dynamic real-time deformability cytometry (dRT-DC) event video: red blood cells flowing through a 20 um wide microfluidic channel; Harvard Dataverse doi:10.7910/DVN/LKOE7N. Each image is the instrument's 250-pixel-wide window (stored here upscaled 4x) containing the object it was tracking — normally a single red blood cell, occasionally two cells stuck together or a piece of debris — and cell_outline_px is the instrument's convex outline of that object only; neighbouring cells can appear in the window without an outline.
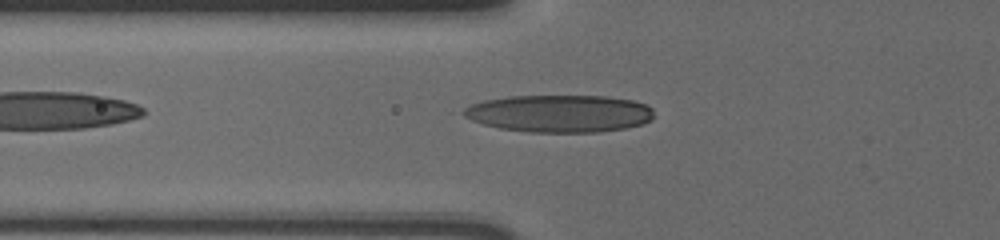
{"species": "human", "species_latin": "Homo sapiens", "temperature_condition": "cold", "stored_images_in_passage": 27, "camera_frame_rate_fps": 3000, "um_per_image_px": 0.085, "donor": {"sex": "male"}, "frame": {"image": 1, "passage_image": 5, "time_ms": 1.333, "image_size_px": [1000, 240], "cell_outline_px": [[652, 120], [644, 124], [624, 128], [600, 132], [528, 132], [500, 128], [484, 124], [472, 120], [464, 116], [460, 112], [464, 108], [472, 104], [484, 100], [508, 96], [608, 96], [632, 100], [644, 104], [652, 108]], "centroid_in_image_um": [47.55, 9.65], "position_along_channel_um": 78.3, "area_um2": 41.56}}
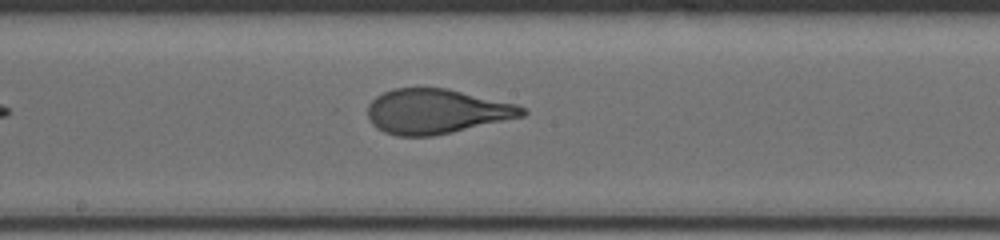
{"frame": {"image": 2, "passage_image": 16, "time_ms": 5.0, "image_size_px": [1000, 240], "cell_outline_px": [[528, 112], [524, 116], [452, 132], [432, 136], [396, 136], [384, 132], [376, 128], [372, 124], [368, 116], [368, 104], [376, 96], [384, 92], [396, 88], [448, 88], [516, 104], [524, 108]], "centroid_in_image_um": [37.08, 9.47], "position_along_channel_um": 211.1, "area_um2": 40.23}}
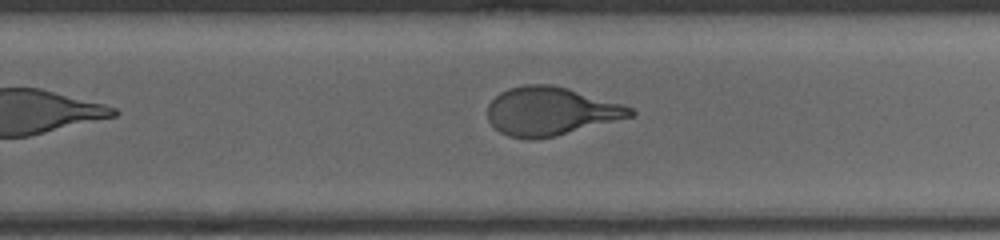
{"frame": {"image": 3, "passage_image": 22, "time_ms": 7.0, "image_size_px": [1000, 240], "cell_outline_px": [[636, 112], [632, 116], [556, 136], [536, 140], [528, 140], [508, 136], [500, 132], [488, 120], [488, 104], [500, 92], [508, 88], [524, 84], [552, 84], [568, 88], [620, 104], [632, 108]], "centroid_in_image_um": [46.75, 9.46], "position_along_channel_um": 283.0, "area_um2": 40.11}}